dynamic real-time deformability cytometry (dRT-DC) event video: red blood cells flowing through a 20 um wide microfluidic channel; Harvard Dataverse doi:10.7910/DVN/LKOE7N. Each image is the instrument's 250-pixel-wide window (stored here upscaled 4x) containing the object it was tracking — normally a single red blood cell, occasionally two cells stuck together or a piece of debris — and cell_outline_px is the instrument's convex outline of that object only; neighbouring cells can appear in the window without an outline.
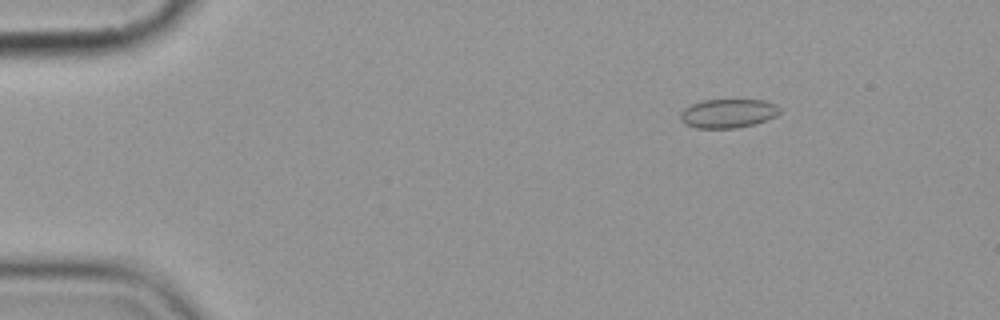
{"species": "common noctule bat (a hibernating species)", "species_latin": "Nyctalus noctula", "temperature_condition": "cold", "stored_images_in_passage": 6, "camera_frame_rate_fps": 3000, "um_per_image_px": 0.085, "animal": {"sex": "female", "body_mass_g": 19.9}, "frame": {"image": 1, "passage_image": 3, "time_ms": 2.333, "image_size_px": [1000, 320], "cell_outline_px": [[780, 112], [776, 116], [756, 124], [736, 128], [696, 128], [684, 124], [680, 120], [680, 112], [684, 108], [692, 104], [704, 100], [764, 100], [776, 104], [780, 108]], "centroid_in_image_um": [61.88, 9.64], "position_along_channel_um": 23.1, "area_um2": 16.88}}
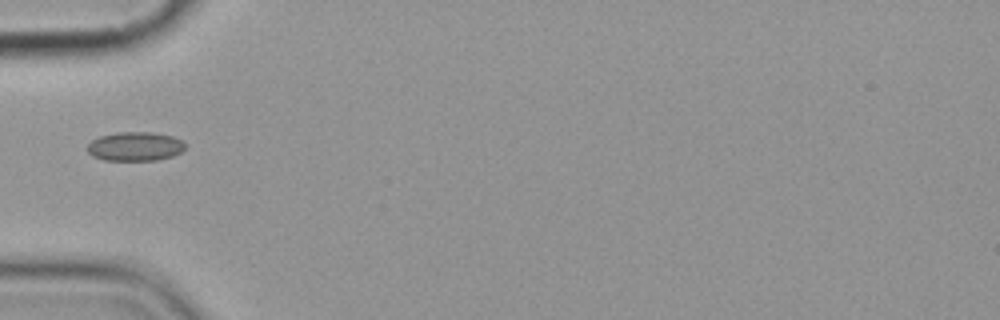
{"frame": {"image": 2, "passage_image": 6, "time_ms": 6.0, "image_size_px": [1000, 320], "cell_outline_px": [[184, 148], [180, 152], [172, 156], [156, 160], [104, 160], [92, 156], [88, 152], [88, 144], [92, 140], [100, 136], [116, 132], [152, 132], [172, 136], [180, 140], [184, 144]], "centroid_in_image_um": [11.45, 12.44], "position_along_channel_um": 73.5, "area_um2": 16.42}}